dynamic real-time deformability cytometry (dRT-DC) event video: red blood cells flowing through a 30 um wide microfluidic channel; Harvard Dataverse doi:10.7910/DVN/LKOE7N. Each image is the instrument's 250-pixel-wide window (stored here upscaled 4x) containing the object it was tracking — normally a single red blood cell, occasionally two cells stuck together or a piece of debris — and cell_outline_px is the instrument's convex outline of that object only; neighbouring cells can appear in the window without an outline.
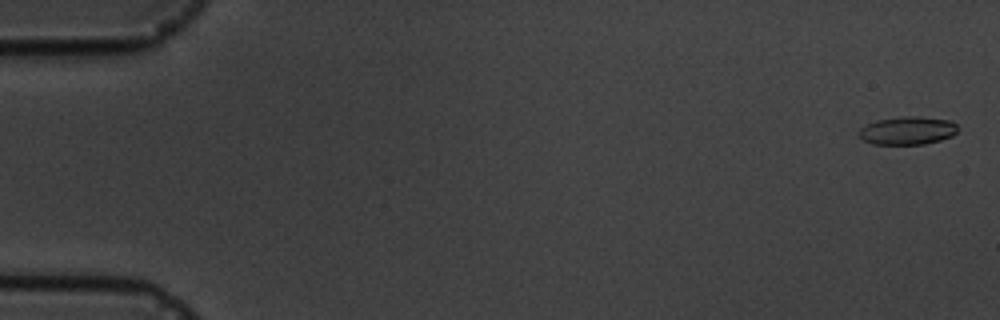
{"species": "common noctule bat (a hibernating species)", "species_latin": "Nyctalus noctula", "temperature_condition": "cold", "stored_images_in_passage": 4, "camera_frame_rate_fps": 3000, "um_per_image_px": 0.085, "animal": {"sex": "male", "body_mass_g": 19.5, "forearm_length_mm": 54.6}, "frame": {"image": 1, "passage_image": 1, "time_ms": 0.0, "image_size_px": [1000, 320], "cell_outline_px": [[956, 132], [952, 136], [940, 140], [924, 144], [872, 144], [864, 140], [860, 136], [860, 128], [876, 120], [900, 116], [920, 116], [948, 120], [956, 124]], "centroid_in_image_um": [77.14, 11.09], "position_along_channel_um": 7.9, "area_um2": 16.07}}